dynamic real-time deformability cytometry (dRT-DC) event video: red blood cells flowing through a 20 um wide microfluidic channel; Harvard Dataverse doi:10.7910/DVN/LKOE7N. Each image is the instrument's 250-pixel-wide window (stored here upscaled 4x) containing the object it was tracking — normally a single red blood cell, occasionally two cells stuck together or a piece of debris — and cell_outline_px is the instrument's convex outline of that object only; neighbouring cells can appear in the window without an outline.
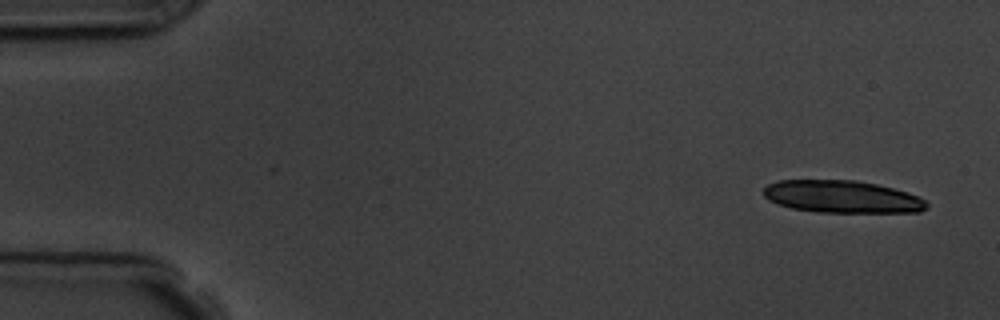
{"species": "common noctule bat (a hibernating species)", "species_latin": "Nyctalus noctula", "temperature_condition": "room temperature", "stored_images_in_passage": 9, "camera_frame_rate_fps": 3000, "um_per_image_px": 0.085, "animal": {"sex": "male", "body_mass_g": 19.5, "forearm_length_mm": 54.6}, "frame": {"image": 1, "passage_image": 1, "time_ms": 0.0, "image_size_px": [1000, 320], "cell_outline_px": [[928, 208], [920, 212], [816, 212], [792, 208], [776, 204], [768, 200], [764, 196], [764, 188], [768, 184], [776, 180], [856, 180], [876, 184], [908, 192], [924, 200], [928, 204]], "centroid_in_image_um": [71.55, 16.72], "position_along_channel_um": 13.4, "area_um2": 30.87}}
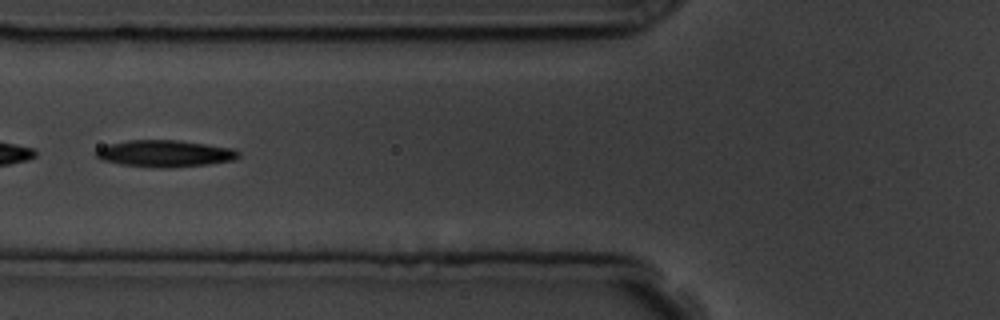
{"frame": {"image": 2, "passage_image": 6, "time_ms": 6.0, "image_size_px": [1000, 320], "cell_outline_px": [[240, 156], [236, 160], [208, 164], [172, 168], [160, 168], [120, 164], [100, 160], [92, 152], [108, 144], [128, 140], [176, 140], [232, 148], [240, 152]], "centroid_in_image_um": [14.0, 13.06], "position_along_channel_um": 111.8, "area_um2": 22.37}}